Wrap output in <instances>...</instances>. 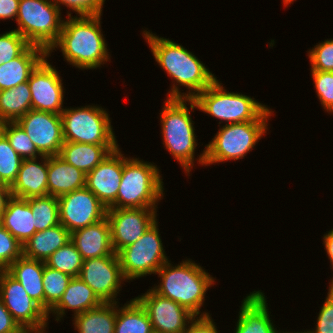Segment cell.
<instances>
[{"label":"cell","mask_w":333,"mask_h":333,"mask_svg":"<svg viewBox=\"0 0 333 333\" xmlns=\"http://www.w3.org/2000/svg\"><path fill=\"white\" fill-rule=\"evenodd\" d=\"M32 210L35 231H43L60 224L58 198L47 195L28 199Z\"/></svg>","instance_id":"1f68e13d"},{"label":"cell","mask_w":333,"mask_h":333,"mask_svg":"<svg viewBox=\"0 0 333 333\" xmlns=\"http://www.w3.org/2000/svg\"><path fill=\"white\" fill-rule=\"evenodd\" d=\"M222 84L216 79L193 99L200 112L219 121L218 126L256 121L269 108L249 95L229 92Z\"/></svg>","instance_id":"52a82bcc"},{"label":"cell","mask_w":333,"mask_h":333,"mask_svg":"<svg viewBox=\"0 0 333 333\" xmlns=\"http://www.w3.org/2000/svg\"><path fill=\"white\" fill-rule=\"evenodd\" d=\"M0 132L22 159H35L43 156L17 122L0 123Z\"/></svg>","instance_id":"e575fe53"},{"label":"cell","mask_w":333,"mask_h":333,"mask_svg":"<svg viewBox=\"0 0 333 333\" xmlns=\"http://www.w3.org/2000/svg\"><path fill=\"white\" fill-rule=\"evenodd\" d=\"M106 110L98 104L65 107L60 114L64 142L119 145Z\"/></svg>","instance_id":"ba28073f"},{"label":"cell","mask_w":333,"mask_h":333,"mask_svg":"<svg viewBox=\"0 0 333 333\" xmlns=\"http://www.w3.org/2000/svg\"><path fill=\"white\" fill-rule=\"evenodd\" d=\"M102 303L86 283L79 277H73L59 302L47 313V317L50 320V314H52L53 320L62 322L61 319H63L68 310L73 312L72 316L74 317L77 314L98 307Z\"/></svg>","instance_id":"7402d4cb"},{"label":"cell","mask_w":333,"mask_h":333,"mask_svg":"<svg viewBox=\"0 0 333 333\" xmlns=\"http://www.w3.org/2000/svg\"><path fill=\"white\" fill-rule=\"evenodd\" d=\"M2 225V215L0 214V226Z\"/></svg>","instance_id":"11a10c76"},{"label":"cell","mask_w":333,"mask_h":333,"mask_svg":"<svg viewBox=\"0 0 333 333\" xmlns=\"http://www.w3.org/2000/svg\"><path fill=\"white\" fill-rule=\"evenodd\" d=\"M114 333H154L145 308L136 298L124 305L117 303Z\"/></svg>","instance_id":"f546056e"},{"label":"cell","mask_w":333,"mask_h":333,"mask_svg":"<svg viewBox=\"0 0 333 333\" xmlns=\"http://www.w3.org/2000/svg\"><path fill=\"white\" fill-rule=\"evenodd\" d=\"M82 264L83 259L81 254L71 241L56 250L45 261L46 266L66 273L71 277H79Z\"/></svg>","instance_id":"d6a6232c"},{"label":"cell","mask_w":333,"mask_h":333,"mask_svg":"<svg viewBox=\"0 0 333 333\" xmlns=\"http://www.w3.org/2000/svg\"><path fill=\"white\" fill-rule=\"evenodd\" d=\"M275 111L269 108L256 120L218 126L219 129L205 147V167L237 161L256 148L269 131V120Z\"/></svg>","instance_id":"8992f818"},{"label":"cell","mask_w":333,"mask_h":333,"mask_svg":"<svg viewBox=\"0 0 333 333\" xmlns=\"http://www.w3.org/2000/svg\"><path fill=\"white\" fill-rule=\"evenodd\" d=\"M16 122L43 156L59 155L64 144L61 115L31 109Z\"/></svg>","instance_id":"e0dca14e"},{"label":"cell","mask_w":333,"mask_h":333,"mask_svg":"<svg viewBox=\"0 0 333 333\" xmlns=\"http://www.w3.org/2000/svg\"><path fill=\"white\" fill-rule=\"evenodd\" d=\"M21 333H42V332H37V331H32V330H24Z\"/></svg>","instance_id":"816d5d0a"},{"label":"cell","mask_w":333,"mask_h":333,"mask_svg":"<svg viewBox=\"0 0 333 333\" xmlns=\"http://www.w3.org/2000/svg\"><path fill=\"white\" fill-rule=\"evenodd\" d=\"M306 52L310 70L333 72V38L316 43Z\"/></svg>","instance_id":"f35d334b"},{"label":"cell","mask_w":333,"mask_h":333,"mask_svg":"<svg viewBox=\"0 0 333 333\" xmlns=\"http://www.w3.org/2000/svg\"><path fill=\"white\" fill-rule=\"evenodd\" d=\"M23 255V245L0 226V270H6L13 262Z\"/></svg>","instance_id":"ab89813d"},{"label":"cell","mask_w":333,"mask_h":333,"mask_svg":"<svg viewBox=\"0 0 333 333\" xmlns=\"http://www.w3.org/2000/svg\"><path fill=\"white\" fill-rule=\"evenodd\" d=\"M28 81L0 91V123L16 122L32 109Z\"/></svg>","instance_id":"4dcf8cb0"},{"label":"cell","mask_w":333,"mask_h":333,"mask_svg":"<svg viewBox=\"0 0 333 333\" xmlns=\"http://www.w3.org/2000/svg\"><path fill=\"white\" fill-rule=\"evenodd\" d=\"M0 299L23 330L49 333L47 312L6 270H0Z\"/></svg>","instance_id":"8fae6325"},{"label":"cell","mask_w":333,"mask_h":333,"mask_svg":"<svg viewBox=\"0 0 333 333\" xmlns=\"http://www.w3.org/2000/svg\"><path fill=\"white\" fill-rule=\"evenodd\" d=\"M47 56L38 46L30 45L20 56L0 65V91L28 81L31 72Z\"/></svg>","instance_id":"603a6c76"},{"label":"cell","mask_w":333,"mask_h":333,"mask_svg":"<svg viewBox=\"0 0 333 333\" xmlns=\"http://www.w3.org/2000/svg\"><path fill=\"white\" fill-rule=\"evenodd\" d=\"M86 174L59 155L48 156V195L60 197L85 187Z\"/></svg>","instance_id":"cb8c5ba5"},{"label":"cell","mask_w":333,"mask_h":333,"mask_svg":"<svg viewBox=\"0 0 333 333\" xmlns=\"http://www.w3.org/2000/svg\"><path fill=\"white\" fill-rule=\"evenodd\" d=\"M164 100L159 111L162 144L170 156L177 160L184 174L190 176L195 163L205 166V148L195 158L199 144L191 113L198 110V107L193 99Z\"/></svg>","instance_id":"3957f363"},{"label":"cell","mask_w":333,"mask_h":333,"mask_svg":"<svg viewBox=\"0 0 333 333\" xmlns=\"http://www.w3.org/2000/svg\"><path fill=\"white\" fill-rule=\"evenodd\" d=\"M158 224L157 220L135 243L117 253L123 277L127 282L155 275L169 260Z\"/></svg>","instance_id":"30bf717a"},{"label":"cell","mask_w":333,"mask_h":333,"mask_svg":"<svg viewBox=\"0 0 333 333\" xmlns=\"http://www.w3.org/2000/svg\"><path fill=\"white\" fill-rule=\"evenodd\" d=\"M0 187H10V185L2 178L0 174Z\"/></svg>","instance_id":"c3c4849f"},{"label":"cell","mask_w":333,"mask_h":333,"mask_svg":"<svg viewBox=\"0 0 333 333\" xmlns=\"http://www.w3.org/2000/svg\"><path fill=\"white\" fill-rule=\"evenodd\" d=\"M296 0H282L283 6L284 7H289L291 4H293V2H295ZM289 5V6H288Z\"/></svg>","instance_id":"681fc988"},{"label":"cell","mask_w":333,"mask_h":333,"mask_svg":"<svg viewBox=\"0 0 333 333\" xmlns=\"http://www.w3.org/2000/svg\"><path fill=\"white\" fill-rule=\"evenodd\" d=\"M141 33L151 50L154 61L173 83L166 94L167 99H194L218 78L182 44L157 36L146 28ZM183 86L187 89L186 92H182Z\"/></svg>","instance_id":"6da1fadb"},{"label":"cell","mask_w":333,"mask_h":333,"mask_svg":"<svg viewBox=\"0 0 333 333\" xmlns=\"http://www.w3.org/2000/svg\"><path fill=\"white\" fill-rule=\"evenodd\" d=\"M24 331L12 317L0 299V333H21Z\"/></svg>","instance_id":"ee69618b"},{"label":"cell","mask_w":333,"mask_h":333,"mask_svg":"<svg viewBox=\"0 0 333 333\" xmlns=\"http://www.w3.org/2000/svg\"><path fill=\"white\" fill-rule=\"evenodd\" d=\"M12 197L10 187H0V214L6 209L8 200Z\"/></svg>","instance_id":"7dc6e473"},{"label":"cell","mask_w":333,"mask_h":333,"mask_svg":"<svg viewBox=\"0 0 333 333\" xmlns=\"http://www.w3.org/2000/svg\"><path fill=\"white\" fill-rule=\"evenodd\" d=\"M22 161L23 159L0 132V174L10 186L17 178Z\"/></svg>","instance_id":"d590c367"},{"label":"cell","mask_w":333,"mask_h":333,"mask_svg":"<svg viewBox=\"0 0 333 333\" xmlns=\"http://www.w3.org/2000/svg\"><path fill=\"white\" fill-rule=\"evenodd\" d=\"M101 16H67L47 56L52 57V52L60 50L64 61L79 70H97L110 63L112 56L101 27Z\"/></svg>","instance_id":"7a4b0ae2"},{"label":"cell","mask_w":333,"mask_h":333,"mask_svg":"<svg viewBox=\"0 0 333 333\" xmlns=\"http://www.w3.org/2000/svg\"><path fill=\"white\" fill-rule=\"evenodd\" d=\"M117 303H102L72 317L74 330L78 333H114Z\"/></svg>","instance_id":"f1b7e54d"},{"label":"cell","mask_w":333,"mask_h":333,"mask_svg":"<svg viewBox=\"0 0 333 333\" xmlns=\"http://www.w3.org/2000/svg\"><path fill=\"white\" fill-rule=\"evenodd\" d=\"M6 271L15 278L28 295L44 309L43 272L44 261L22 255Z\"/></svg>","instance_id":"4316f807"},{"label":"cell","mask_w":333,"mask_h":333,"mask_svg":"<svg viewBox=\"0 0 333 333\" xmlns=\"http://www.w3.org/2000/svg\"><path fill=\"white\" fill-rule=\"evenodd\" d=\"M324 249L327 253V257L330 260V269L333 270V228L326 231L322 237Z\"/></svg>","instance_id":"bcb514c9"},{"label":"cell","mask_w":333,"mask_h":333,"mask_svg":"<svg viewBox=\"0 0 333 333\" xmlns=\"http://www.w3.org/2000/svg\"><path fill=\"white\" fill-rule=\"evenodd\" d=\"M61 13L51 0H20L14 30L48 52L60 36L65 19Z\"/></svg>","instance_id":"9c48e42d"},{"label":"cell","mask_w":333,"mask_h":333,"mask_svg":"<svg viewBox=\"0 0 333 333\" xmlns=\"http://www.w3.org/2000/svg\"><path fill=\"white\" fill-rule=\"evenodd\" d=\"M266 297L264 291L254 290L242 299L233 333H282L270 317Z\"/></svg>","instance_id":"d6986e66"},{"label":"cell","mask_w":333,"mask_h":333,"mask_svg":"<svg viewBox=\"0 0 333 333\" xmlns=\"http://www.w3.org/2000/svg\"><path fill=\"white\" fill-rule=\"evenodd\" d=\"M211 315L195 316L189 323L185 333H220Z\"/></svg>","instance_id":"7bdbcfd3"},{"label":"cell","mask_w":333,"mask_h":333,"mask_svg":"<svg viewBox=\"0 0 333 333\" xmlns=\"http://www.w3.org/2000/svg\"><path fill=\"white\" fill-rule=\"evenodd\" d=\"M331 271H333V270H331ZM332 276H333V274H332ZM328 288H333V277H332V279L329 282Z\"/></svg>","instance_id":"f5cc1de1"},{"label":"cell","mask_w":333,"mask_h":333,"mask_svg":"<svg viewBox=\"0 0 333 333\" xmlns=\"http://www.w3.org/2000/svg\"><path fill=\"white\" fill-rule=\"evenodd\" d=\"M135 298L145 308L154 333H185L195 317L188 309L159 295L152 288Z\"/></svg>","instance_id":"2e32d148"},{"label":"cell","mask_w":333,"mask_h":333,"mask_svg":"<svg viewBox=\"0 0 333 333\" xmlns=\"http://www.w3.org/2000/svg\"><path fill=\"white\" fill-rule=\"evenodd\" d=\"M71 241V233L62 225L36 232L23 245V255L30 259L46 261L56 250Z\"/></svg>","instance_id":"484cf974"},{"label":"cell","mask_w":333,"mask_h":333,"mask_svg":"<svg viewBox=\"0 0 333 333\" xmlns=\"http://www.w3.org/2000/svg\"><path fill=\"white\" fill-rule=\"evenodd\" d=\"M282 333H308V332L306 330H302V331L300 330V332H298V331L297 332L296 331H292V332L291 331L290 332L289 331L288 332L287 331H285V332L282 331Z\"/></svg>","instance_id":"f907efd6"},{"label":"cell","mask_w":333,"mask_h":333,"mask_svg":"<svg viewBox=\"0 0 333 333\" xmlns=\"http://www.w3.org/2000/svg\"><path fill=\"white\" fill-rule=\"evenodd\" d=\"M324 302L319 310L315 328L307 329L308 333H333V295L326 294Z\"/></svg>","instance_id":"b9f144b4"},{"label":"cell","mask_w":333,"mask_h":333,"mask_svg":"<svg viewBox=\"0 0 333 333\" xmlns=\"http://www.w3.org/2000/svg\"><path fill=\"white\" fill-rule=\"evenodd\" d=\"M154 162L123 154V172L116 201L107 209L158 208L165 199L163 176Z\"/></svg>","instance_id":"5b68a950"},{"label":"cell","mask_w":333,"mask_h":333,"mask_svg":"<svg viewBox=\"0 0 333 333\" xmlns=\"http://www.w3.org/2000/svg\"><path fill=\"white\" fill-rule=\"evenodd\" d=\"M61 11L62 7L68 8L66 10L67 16H92L103 15V6L106 0H51ZM62 6V7H61ZM73 13H72V12Z\"/></svg>","instance_id":"60d3db41"},{"label":"cell","mask_w":333,"mask_h":333,"mask_svg":"<svg viewBox=\"0 0 333 333\" xmlns=\"http://www.w3.org/2000/svg\"><path fill=\"white\" fill-rule=\"evenodd\" d=\"M47 181L48 156L23 159L17 178L10 186L11 195L21 199L47 196Z\"/></svg>","instance_id":"ffe728a7"},{"label":"cell","mask_w":333,"mask_h":333,"mask_svg":"<svg viewBox=\"0 0 333 333\" xmlns=\"http://www.w3.org/2000/svg\"><path fill=\"white\" fill-rule=\"evenodd\" d=\"M31 44L16 30L0 34V65L20 56Z\"/></svg>","instance_id":"74e56055"},{"label":"cell","mask_w":333,"mask_h":333,"mask_svg":"<svg viewBox=\"0 0 333 333\" xmlns=\"http://www.w3.org/2000/svg\"><path fill=\"white\" fill-rule=\"evenodd\" d=\"M49 61L46 56L29 76L32 109L60 115L65 109L66 89L59 70Z\"/></svg>","instance_id":"4fadbf2b"},{"label":"cell","mask_w":333,"mask_h":333,"mask_svg":"<svg viewBox=\"0 0 333 333\" xmlns=\"http://www.w3.org/2000/svg\"><path fill=\"white\" fill-rule=\"evenodd\" d=\"M2 226L22 245L35 233L32 210L28 199L11 197L2 213Z\"/></svg>","instance_id":"83f0119b"},{"label":"cell","mask_w":333,"mask_h":333,"mask_svg":"<svg viewBox=\"0 0 333 333\" xmlns=\"http://www.w3.org/2000/svg\"><path fill=\"white\" fill-rule=\"evenodd\" d=\"M73 277L45 265L43 272L44 310L48 313L61 299Z\"/></svg>","instance_id":"836d02e7"},{"label":"cell","mask_w":333,"mask_h":333,"mask_svg":"<svg viewBox=\"0 0 333 333\" xmlns=\"http://www.w3.org/2000/svg\"><path fill=\"white\" fill-rule=\"evenodd\" d=\"M327 293H330L333 295V288H328V292Z\"/></svg>","instance_id":"db71d44e"},{"label":"cell","mask_w":333,"mask_h":333,"mask_svg":"<svg viewBox=\"0 0 333 333\" xmlns=\"http://www.w3.org/2000/svg\"><path fill=\"white\" fill-rule=\"evenodd\" d=\"M59 219L70 233L93 225L107 215L105 205L86 187L58 197Z\"/></svg>","instance_id":"5bb4252c"},{"label":"cell","mask_w":333,"mask_h":333,"mask_svg":"<svg viewBox=\"0 0 333 333\" xmlns=\"http://www.w3.org/2000/svg\"><path fill=\"white\" fill-rule=\"evenodd\" d=\"M119 146L64 142L59 156L68 164L88 174Z\"/></svg>","instance_id":"d4e9b609"},{"label":"cell","mask_w":333,"mask_h":333,"mask_svg":"<svg viewBox=\"0 0 333 333\" xmlns=\"http://www.w3.org/2000/svg\"><path fill=\"white\" fill-rule=\"evenodd\" d=\"M71 242L75 245L83 260L112 256L110 225L107 217L103 220L71 233Z\"/></svg>","instance_id":"44dd1931"},{"label":"cell","mask_w":333,"mask_h":333,"mask_svg":"<svg viewBox=\"0 0 333 333\" xmlns=\"http://www.w3.org/2000/svg\"><path fill=\"white\" fill-rule=\"evenodd\" d=\"M315 93L324 111L333 114V72L310 70Z\"/></svg>","instance_id":"8d00e7d4"},{"label":"cell","mask_w":333,"mask_h":333,"mask_svg":"<svg viewBox=\"0 0 333 333\" xmlns=\"http://www.w3.org/2000/svg\"><path fill=\"white\" fill-rule=\"evenodd\" d=\"M155 275L160 281L150 288L156 293L177 302L195 316L210 314L206 309L203 311L202 307L206 293L216 285V277L210 275L200 263L186 258L178 264H172L169 259Z\"/></svg>","instance_id":"277c9868"},{"label":"cell","mask_w":333,"mask_h":333,"mask_svg":"<svg viewBox=\"0 0 333 333\" xmlns=\"http://www.w3.org/2000/svg\"><path fill=\"white\" fill-rule=\"evenodd\" d=\"M79 278L103 303H119L124 282L118 255L83 260Z\"/></svg>","instance_id":"7c38bea8"},{"label":"cell","mask_w":333,"mask_h":333,"mask_svg":"<svg viewBox=\"0 0 333 333\" xmlns=\"http://www.w3.org/2000/svg\"><path fill=\"white\" fill-rule=\"evenodd\" d=\"M118 147L86 174L85 187L109 208L117 198L123 172V153Z\"/></svg>","instance_id":"ac0fdd59"},{"label":"cell","mask_w":333,"mask_h":333,"mask_svg":"<svg viewBox=\"0 0 333 333\" xmlns=\"http://www.w3.org/2000/svg\"><path fill=\"white\" fill-rule=\"evenodd\" d=\"M20 0H0V21H15L18 14Z\"/></svg>","instance_id":"f6af8a7d"},{"label":"cell","mask_w":333,"mask_h":333,"mask_svg":"<svg viewBox=\"0 0 333 333\" xmlns=\"http://www.w3.org/2000/svg\"><path fill=\"white\" fill-rule=\"evenodd\" d=\"M157 211L158 208L107 209L114 252L135 243L158 220Z\"/></svg>","instance_id":"9a60e30c"}]
</instances>
